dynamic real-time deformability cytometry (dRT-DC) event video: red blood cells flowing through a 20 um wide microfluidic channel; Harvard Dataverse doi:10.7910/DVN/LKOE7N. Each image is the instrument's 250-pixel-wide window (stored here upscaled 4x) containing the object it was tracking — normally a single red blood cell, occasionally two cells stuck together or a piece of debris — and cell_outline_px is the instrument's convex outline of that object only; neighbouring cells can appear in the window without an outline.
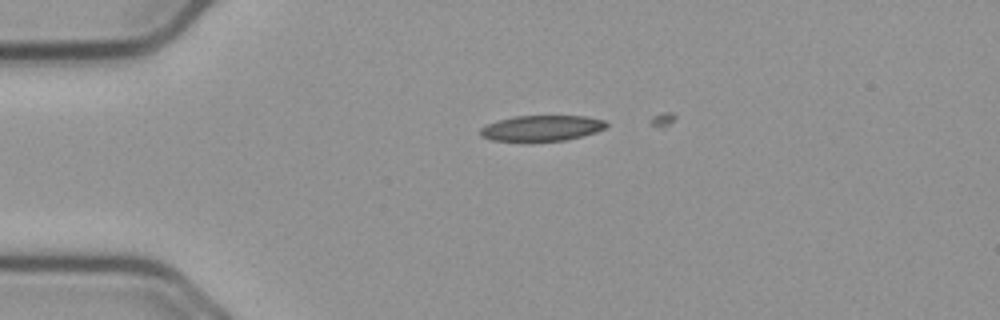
{"species": "common noctule bat (a hibernating species)", "species_latin": "Nyctalus noctula", "temperature_condition": "cold", "stored_images_in_passage": 5, "camera_frame_rate_fps": 3000, "um_per_image_px": 0.085, "animal": {"sex": "male", "body_mass_g": 23.1, "forearm_length_mm": 52.7}, "frame": {"image": 1, "passage_image": 4, "time_ms": 1.0, "image_size_px": [1000, 320], "cell_outline_px": [[608, 124], [604, 128], [596, 132], [564, 140], [528, 144], [492, 140], [480, 136], [480, 128], [488, 124], [500, 120], [516, 116], [584, 116], [604, 120]], "centroid_in_image_um": [45.98, 10.94], "position_along_channel_um": 39.0, "area_um2": 19.36}}